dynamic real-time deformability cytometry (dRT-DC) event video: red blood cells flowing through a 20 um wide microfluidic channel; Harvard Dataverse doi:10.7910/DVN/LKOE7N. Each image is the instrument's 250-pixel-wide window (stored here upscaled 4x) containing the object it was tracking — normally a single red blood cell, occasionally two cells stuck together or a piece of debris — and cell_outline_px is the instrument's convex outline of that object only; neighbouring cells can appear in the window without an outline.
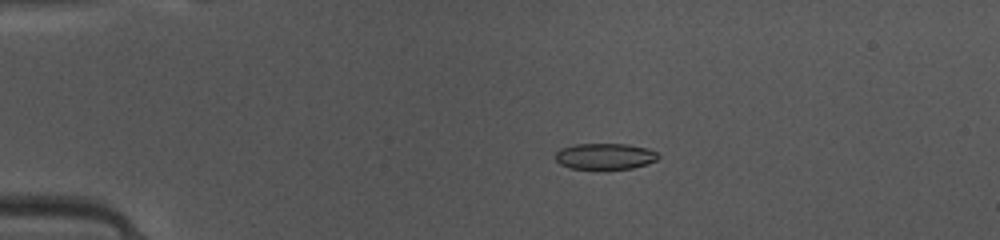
{"species": "common noctule bat (a hibernating species)", "species_latin": "Nyctalus noctula", "temperature_condition": "warm", "stored_images_in_passage": 40, "camera_frame_rate_fps": 3000, "um_per_image_px": 0.085, "animal": {"sex": "female", "body_mass_g": 10.0, "forearm_length_mm": 53.1}, "frame": {"image": 1, "passage_image": 2, "time_ms": 0.333, "image_size_px": [1000, 240], "cell_outline_px": [[660, 156], [656, 160], [648, 164], [632, 168], [568, 168], [560, 164], [552, 156], [560, 148], [576, 144], [628, 144], [648, 148], [656, 152]], "centroid_in_image_um": [51.4, 13.27], "position_along_channel_um": 33.6, "area_um2": 15.66}}
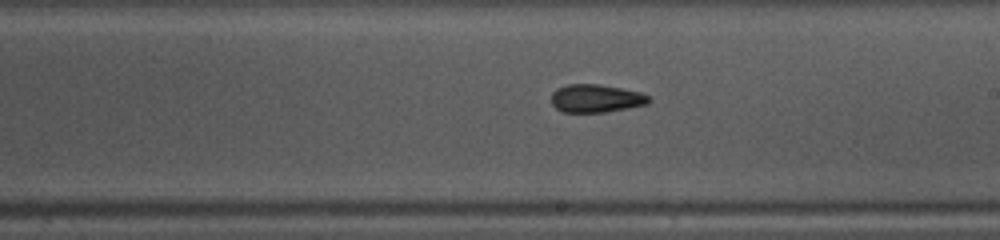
{"frame": {"image": 2, "passage_image": 20, "time_ms": 6.333, "image_size_px": [1000, 240], "cell_outline_px": [[652, 100], [648, 104], [608, 112], [560, 112], [552, 104], [552, 92], [556, 88], [568, 84], [596, 84], [620, 88], [640, 92], [648, 96]], "centroid_in_image_um": [50.65, 8.37], "position_along_channel_um": 238.3, "area_um2": 16.01}}
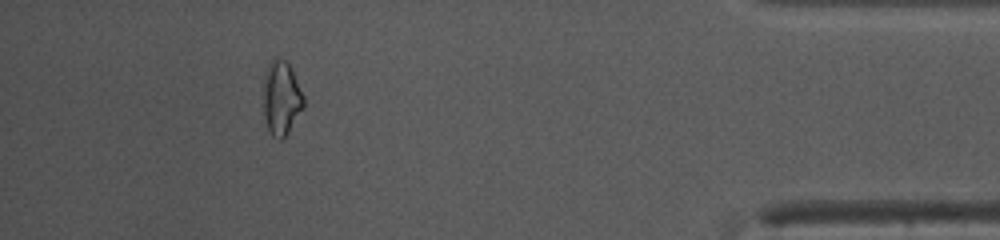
{"frame": {"image": 3, "passage_image": 36, "time_ms": 11.667, "image_size_px": [1000, 240], "cell_outline_px": [[304, 108], [288, 132], [280, 140], [272, 136], [264, 120], [264, 72], [268, 64], [272, 60], [284, 60], [288, 64], [304, 96]], "centroid_in_image_um": [23.91, 8.37], "position_along_channel_um": 411.3, "area_um2": 17.11}, "authors_computed_cell_mechanics": {"area_um2": 16.0106, "velocity_mm_per_s": 4.1274, "shape_relaxation_time_tau1_ms": 6.396, "shape_relaxation_time_tau2_ms": 4.2808, "deformation_change_tau1": 0.1465, "deformation_change_tau2": 0.076}}